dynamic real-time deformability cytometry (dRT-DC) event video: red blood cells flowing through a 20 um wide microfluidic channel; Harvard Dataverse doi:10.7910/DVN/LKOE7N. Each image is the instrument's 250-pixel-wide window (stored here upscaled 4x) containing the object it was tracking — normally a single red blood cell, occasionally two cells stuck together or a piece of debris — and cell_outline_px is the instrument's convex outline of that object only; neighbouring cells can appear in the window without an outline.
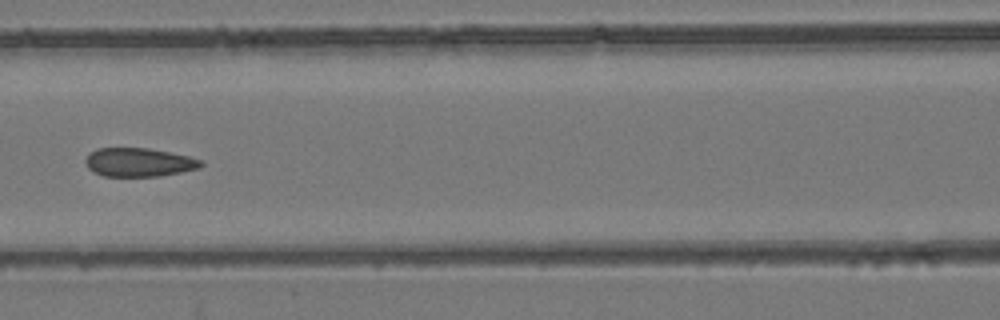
{"species": "common noctule bat (a hibernating species)", "species_latin": "Nyctalus noctula", "temperature_condition": "room temperature", "stored_images_in_passage": 8, "camera_frame_rate_fps": 3000, "um_per_image_px": 0.085, "animal": {"sex": "female", "body_mass_g": 24.6, "forearm_length_mm": 56.2}, "frame": {"image": 1, "passage_image": 7, "time_ms": 7.0, "image_size_px": [1000, 320], "cell_outline_px": [[204, 164], [200, 168], [160, 176], [104, 176], [92, 172], [88, 168], [84, 160], [88, 152], [96, 148], [148, 148], [188, 156], [204, 160]], "centroid_in_image_um": [11.78, 13.79], "position_along_channel_um": 154.8, "area_um2": 19.48}}
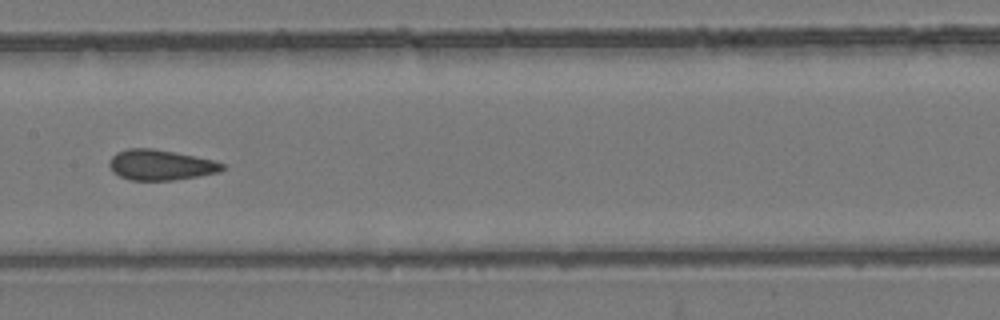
{"frame": {"image": 2, "passage_image": 8, "time_ms": 8.0, "image_size_px": [1000, 320], "cell_outline_px": [[228, 168], [220, 172], [172, 180], [132, 180], [120, 176], [112, 172], [108, 164], [112, 156], [116, 152], [128, 148], [152, 148], [212, 160], [224, 164]], "centroid_in_image_um": [13.63, 14.02], "position_along_channel_um": 193.8, "area_um2": 19.88}}